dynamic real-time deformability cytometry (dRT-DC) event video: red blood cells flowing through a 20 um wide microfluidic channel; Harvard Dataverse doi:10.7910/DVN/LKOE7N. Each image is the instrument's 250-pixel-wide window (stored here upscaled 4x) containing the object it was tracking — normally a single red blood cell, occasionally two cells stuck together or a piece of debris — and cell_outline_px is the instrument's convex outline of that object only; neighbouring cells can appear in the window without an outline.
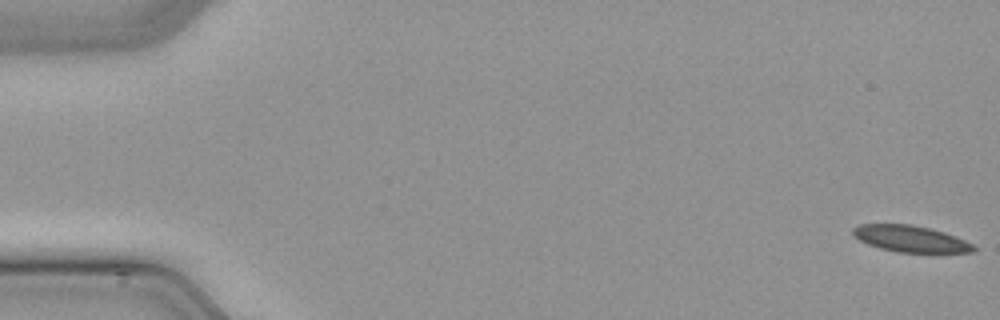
{"species": "common noctule bat (a hibernating species)", "species_latin": "Nyctalus noctula", "temperature_condition": "cold", "stored_images_in_passage": 50, "camera_frame_rate_fps": 3000, "um_per_image_px": 0.085, "animal": {"sex": "male", "body_mass_g": 21.5, "forearm_length_mm": 52.0}, "frame": {"image": 1, "passage_image": 1, "time_ms": 0.0, "image_size_px": [1000, 320], "cell_outline_px": [[976, 248], [972, 252], [936, 256], [896, 252], [880, 248], [868, 244], [860, 240], [852, 232], [852, 228], [860, 224], [908, 224], [928, 228], [944, 232], [964, 240], [972, 244]], "centroid_in_image_um": [77.48, 20.36], "position_along_channel_um": 7.5, "area_um2": 19.36}}
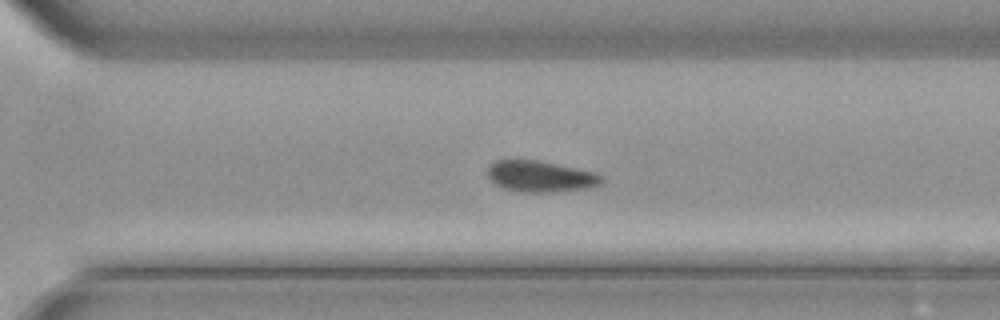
{"frame": {"image": 2, "passage_image": 35, "time_ms": 11.333, "image_size_px": [1000, 320], "cell_outline_px": [[604, 180], [600, 184], [592, 188], [552, 192], [524, 192], [504, 188], [496, 184], [488, 176], [488, 168], [496, 160], [536, 160], [596, 172], [604, 176]], "centroid_in_image_um": [46.01, 15.0], "position_along_channel_um": 324.6, "area_um2": 20.63}}
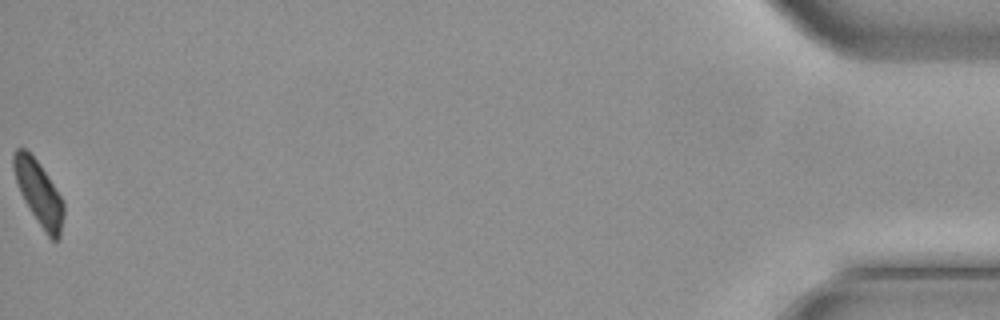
{"frame": {"image": 3, "passage_image": 50, "time_ms": 16.333, "image_size_px": [1000, 320], "cell_outline_px": [[64, 216], [60, 240], [52, 240], [48, 236], [24, 200], [20, 192], [12, 168], [12, 156], [16, 148], [24, 148], [40, 164], [48, 176], [60, 196], [64, 204]], "centroid_in_image_um": [3.3, 16.4], "position_along_channel_um": 431.9, "area_um2": 18.5}}